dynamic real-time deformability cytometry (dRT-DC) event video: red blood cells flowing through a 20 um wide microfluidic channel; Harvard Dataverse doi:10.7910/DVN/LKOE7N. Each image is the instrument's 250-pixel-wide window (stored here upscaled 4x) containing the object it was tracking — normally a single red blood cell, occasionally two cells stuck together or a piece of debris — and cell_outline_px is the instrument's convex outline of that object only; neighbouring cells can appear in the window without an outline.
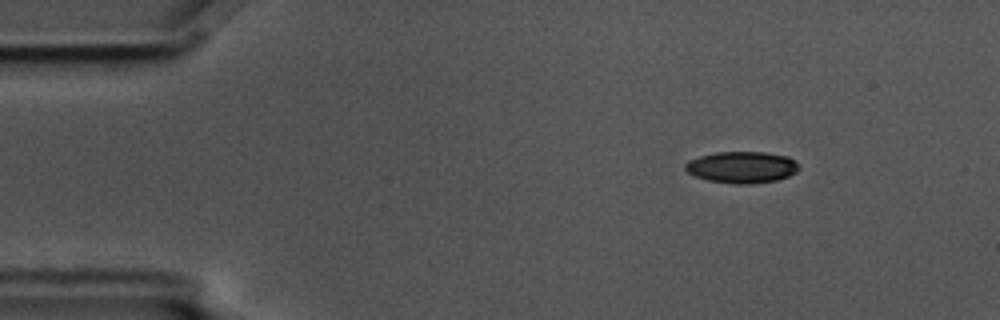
{"species": "common noctule bat (a hibernating species)", "species_latin": "Nyctalus noctula", "temperature_condition": "cold", "stored_images_in_passage": 4, "camera_frame_rate_fps": 3000, "um_per_image_px": 0.085, "animal": {"sex": "male", "body_mass_g": 17.5, "forearm_length_mm": 52.3}, "frame": {"image": 1, "passage_image": 1, "time_ms": 0.0, "image_size_px": [1000, 320], "cell_outline_px": [[800, 168], [796, 172], [788, 176], [776, 180], [748, 184], [736, 184], [708, 180], [696, 176], [688, 172], [684, 168], [684, 164], [688, 160], [700, 156], [716, 152], [764, 152], [788, 156], [796, 160], [800, 164]], "centroid_in_image_um": [63.08, 14.2], "position_along_channel_um": 21.9, "area_um2": 20.98}}